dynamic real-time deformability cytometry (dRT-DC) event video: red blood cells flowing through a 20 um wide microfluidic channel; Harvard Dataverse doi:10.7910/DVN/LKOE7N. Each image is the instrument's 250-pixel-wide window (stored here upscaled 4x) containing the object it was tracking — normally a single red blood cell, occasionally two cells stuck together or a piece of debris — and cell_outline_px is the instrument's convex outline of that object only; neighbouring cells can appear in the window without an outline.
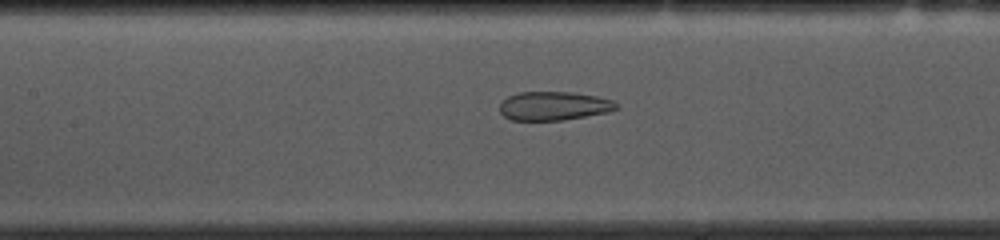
{"species": "common noctule bat (a hibernating species)", "species_latin": "Nyctalus noctula", "temperature_condition": "cold", "stored_images_in_passage": 53, "camera_frame_rate_fps": 3000, "um_per_image_px": 0.085, "animal": {"sex": "female", "body_mass_g": 10.0, "forearm_length_mm": 53.1}, "frame": {"image": 1, "passage_image": 23, "time_ms": 7.333, "image_size_px": [1000, 240], "cell_outline_px": [[620, 108], [608, 112], [560, 120], [512, 120], [504, 116], [500, 112], [500, 104], [508, 96], [520, 92], [572, 92], [596, 96], [612, 100], [620, 104]], "centroid_in_image_um": [47.1, 9.0], "position_along_channel_um": 160.3, "area_um2": 19.48}}
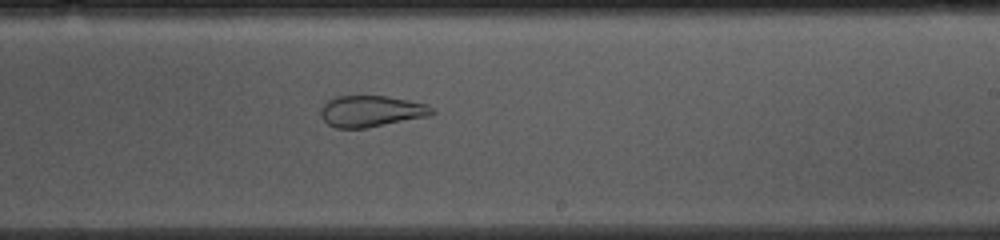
{"frame": {"image": 2, "passage_image": 31, "time_ms": 10.0, "image_size_px": [1000, 240], "cell_outline_px": [[436, 112], [432, 116], [368, 128], [336, 128], [328, 124], [320, 116], [320, 108], [328, 100], [336, 96], [384, 96], [408, 100], [424, 104], [432, 108]], "centroid_in_image_um": [31.56, 9.47], "position_along_channel_um": 257.4, "area_um2": 20.46}}
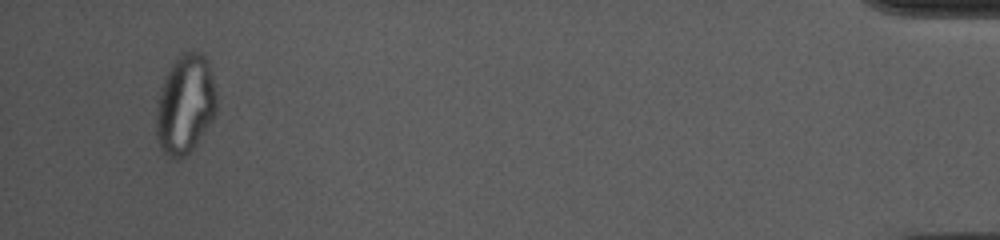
{"frame": {"image": 3, "passage_image": 51, "time_ms": 16.667, "image_size_px": [1000, 240], "cell_outline_px": [[216, 112], [212, 120], [196, 144], [184, 156], [176, 160], [172, 160], [160, 148], [156, 136], [156, 108], [160, 92], [164, 80], [172, 64], [184, 52], [200, 52], [208, 60], [212, 76], [216, 96]], "centroid_in_image_um": [15.74, 8.91], "position_along_channel_um": 419.5, "area_um2": 34.56}, "authors_computed_cell_mechanics": {"area_um2": 27.455, "velocity_mm_per_s": 3.6586, "shape_relaxation_time_tau1_ms": null, "shape_relaxation_time_tau2_ms": 1.3592, "deformation_change_tau1": null, "deformation_change_tau2": 0.0758}}